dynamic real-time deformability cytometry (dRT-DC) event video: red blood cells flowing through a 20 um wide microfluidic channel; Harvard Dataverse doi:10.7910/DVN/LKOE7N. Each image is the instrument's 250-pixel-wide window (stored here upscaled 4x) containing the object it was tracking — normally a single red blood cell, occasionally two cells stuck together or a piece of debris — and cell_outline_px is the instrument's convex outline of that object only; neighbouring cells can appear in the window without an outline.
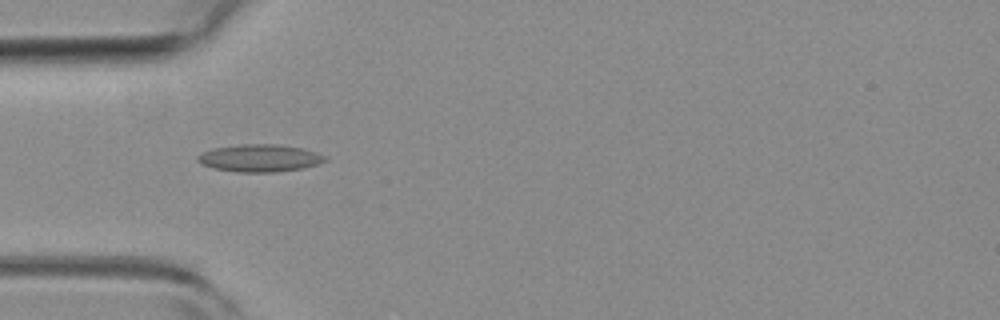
{"species": "common noctule bat (a hibernating species)", "species_latin": "Nyctalus noctula", "temperature_condition": "room temperature", "stored_images_in_passage": 6, "camera_frame_rate_fps": 3000, "um_per_image_px": 0.085, "animal": {"sex": "female", "body_mass_g": 19.3, "forearm_length_mm": 54.1}, "frame": {"image": 1, "passage_image": 5, "time_ms": 1.333, "image_size_px": [1000, 320], "cell_outline_px": [[328, 160], [304, 168], [276, 172], [236, 172], [212, 168], [200, 164], [196, 160], [196, 156], [212, 148], [240, 144], [276, 144], [304, 148], [316, 152], [324, 156]], "centroid_in_image_um": [22.04, 13.44], "position_along_channel_um": 63.0, "area_um2": 20.52}}
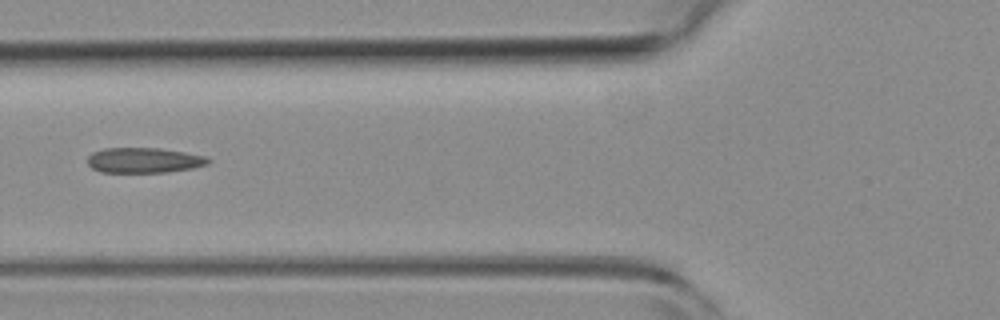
{"frame": {"image": 2, "passage_image": 6, "time_ms": 1.667, "image_size_px": [1000, 320], "cell_outline_px": [[212, 160], [208, 164], [192, 168], [168, 172], [100, 172], [92, 168], [88, 164], [88, 156], [92, 152], [104, 148], [160, 148], [208, 156]], "centroid_in_image_um": [12.26, 13.62], "position_along_channel_um": 113.5, "area_um2": 17.86}}